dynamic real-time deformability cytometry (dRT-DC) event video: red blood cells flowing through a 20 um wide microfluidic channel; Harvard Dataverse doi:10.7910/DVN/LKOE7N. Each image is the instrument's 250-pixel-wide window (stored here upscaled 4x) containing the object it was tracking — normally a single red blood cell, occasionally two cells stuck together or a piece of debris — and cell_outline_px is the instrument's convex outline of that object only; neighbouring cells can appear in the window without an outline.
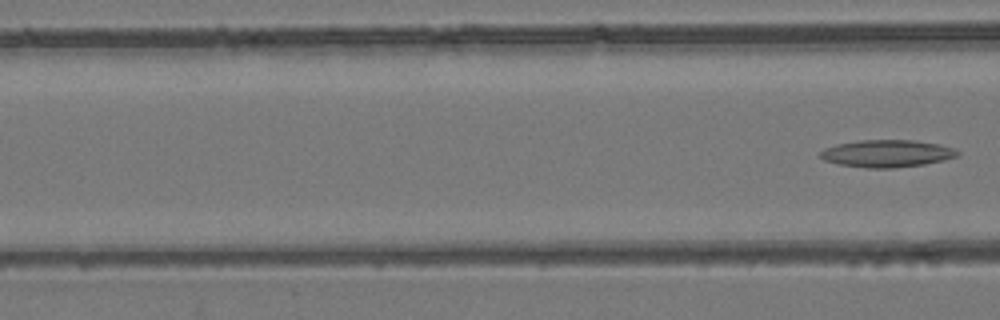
{"species": "common noctule bat (a hibernating species)", "species_latin": "Nyctalus noctula", "temperature_condition": "room temperature", "stored_images_in_passage": 7, "camera_frame_rate_fps": 3000, "um_per_image_px": 0.085, "animal": {"sex": "female", "body_mass_g": 24.6, "forearm_length_mm": 56.2}, "frame": {"image": 1, "passage_image": 7, "time_ms": 8.0, "image_size_px": [1000, 320], "cell_outline_px": [[960, 156], [944, 160], [924, 164], [896, 168], [868, 168], [840, 164], [824, 160], [820, 156], [820, 152], [824, 148], [836, 144], [860, 140], [912, 140], [936, 144], [952, 148], [960, 152]], "centroid_in_image_um": [75.39, 13.05], "position_along_channel_um": 91.2, "area_um2": 21.73}}